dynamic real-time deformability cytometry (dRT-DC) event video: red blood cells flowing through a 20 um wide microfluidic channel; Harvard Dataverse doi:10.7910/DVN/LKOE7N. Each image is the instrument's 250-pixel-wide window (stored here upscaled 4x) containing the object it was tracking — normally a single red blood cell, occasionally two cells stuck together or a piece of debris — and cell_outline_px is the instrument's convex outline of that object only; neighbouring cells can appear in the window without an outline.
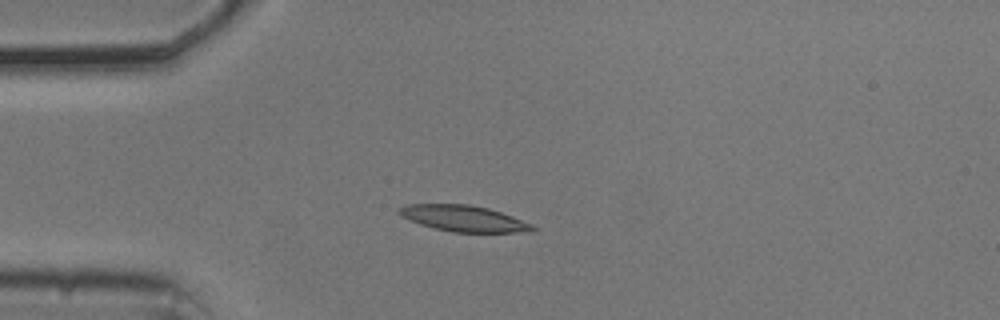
{"species": "common noctule bat (a hibernating species)", "species_latin": "Nyctalus noctula", "temperature_condition": "cold", "stored_images_in_passage": 41, "camera_frame_rate_fps": 3000, "um_per_image_px": 0.085, "animal": {"sex": "male", "body_mass_g": 20.5, "forearm_length_mm": 52.5}, "frame": {"image": 1, "passage_image": 1, "time_ms": 0.0, "image_size_px": [1000, 320], "cell_outline_px": [[536, 232], [452, 232], [420, 224], [400, 216], [396, 212], [400, 208], [408, 204], [468, 204], [488, 208], [512, 216], [532, 224], [536, 228]], "centroid_in_image_um": [39.43, 18.57], "position_along_channel_um": 45.6, "area_um2": 20.23}}
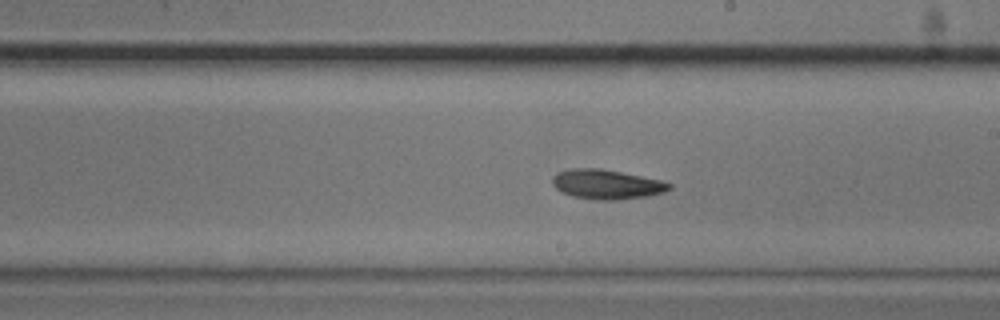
{"frame": {"image": 2, "passage_image": 18, "time_ms": 5.667, "image_size_px": [1000, 320], "cell_outline_px": [[672, 188], [664, 192], [648, 196], [620, 200], [596, 200], [572, 196], [560, 192], [552, 184], [552, 176], [556, 172], [568, 168], [600, 168], [660, 180], [672, 184]], "centroid_in_image_um": [51.52, 15.67], "position_along_channel_um": 237.5, "area_um2": 20.35}}
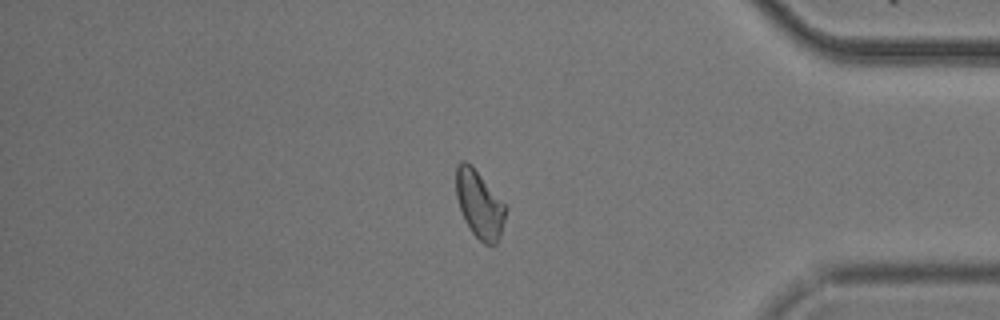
{"frame": {"image": 3, "passage_image": 33, "time_ms": 10.667, "image_size_px": [1000, 320], "cell_outline_px": [[508, 208], [500, 236], [496, 244], [492, 248], [484, 244], [472, 232], [460, 208], [456, 196], [456, 164], [460, 160], [464, 160], [480, 176]], "centroid_in_image_um": [40.76, 17.42], "position_along_channel_um": 394.4, "area_um2": 19.07}, "authors_computed_cell_mechanics": {"area_um2": 19.9988, "velocity_mm_per_s": 3.6878, "shape_relaxation_time_tau1_ms": 3.5714, "shape_relaxation_time_tau2_ms": 6.827, "deformation_change_tau1": 0.1254, "deformation_change_tau2": 0.144}}